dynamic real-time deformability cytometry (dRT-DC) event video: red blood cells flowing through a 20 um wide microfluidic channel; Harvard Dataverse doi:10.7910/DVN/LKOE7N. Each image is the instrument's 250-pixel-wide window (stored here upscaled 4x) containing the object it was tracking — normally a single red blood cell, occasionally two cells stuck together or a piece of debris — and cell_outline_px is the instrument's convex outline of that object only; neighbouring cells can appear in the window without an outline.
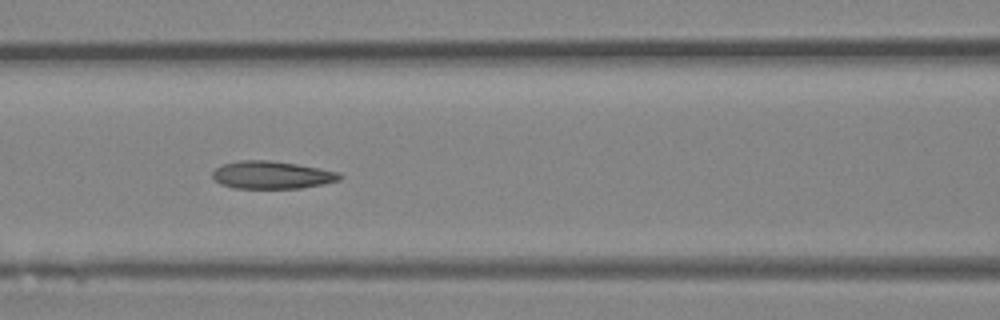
{"species": "Egyptian fruit bat (a non-hibernating species)", "species_latin": "Rousettus aegyptiacus", "temperature_condition": "room temperature", "stored_images_in_passage": 32, "camera_frame_rate_fps": 3000, "um_per_image_px": 0.085, "animal": {"sex": "female"}, "frame": {"image": 1, "passage_image": 10, "time_ms": 3.0, "image_size_px": [1000, 320], "cell_outline_px": [[344, 176], [340, 180], [324, 184], [300, 188], [232, 188], [220, 184], [212, 176], [212, 172], [216, 168], [224, 164], [240, 160], [268, 160], [296, 164], [320, 168], [340, 172]], "centroid_in_image_um": [23.14, 14.87], "position_along_channel_um": 143.5, "area_um2": 20.58}}
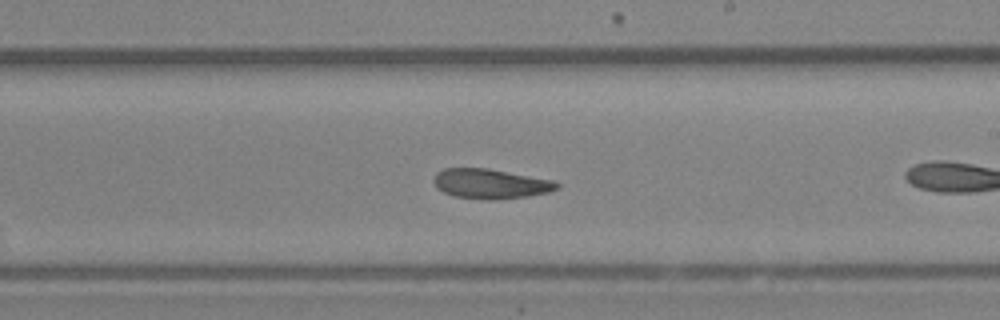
{"frame": {"image": 2, "passage_image": 14, "time_ms": 4.333, "image_size_px": [1000, 320], "cell_outline_px": [[560, 188], [548, 192], [528, 196], [496, 200], [488, 200], [452, 196], [436, 188], [432, 180], [436, 172], [444, 168], [488, 168], [556, 180], [560, 184]], "centroid_in_image_um": [41.7, 15.62], "position_along_channel_um": 247.3, "area_um2": 21.79}}
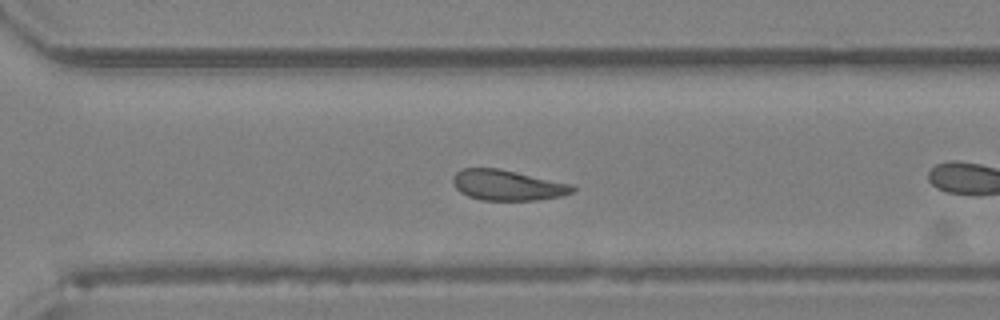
{"frame": {"image": 3, "passage_image": 19, "time_ms": 6.0, "image_size_px": [1000, 320], "cell_outline_px": [[576, 188], [572, 192], [564, 196], [536, 200], [480, 200], [468, 196], [460, 192], [452, 184], [452, 176], [460, 168], [496, 168], [572, 184]], "centroid_in_image_um": [43.1, 15.74], "position_along_channel_um": 327.5, "area_um2": 21.27}}